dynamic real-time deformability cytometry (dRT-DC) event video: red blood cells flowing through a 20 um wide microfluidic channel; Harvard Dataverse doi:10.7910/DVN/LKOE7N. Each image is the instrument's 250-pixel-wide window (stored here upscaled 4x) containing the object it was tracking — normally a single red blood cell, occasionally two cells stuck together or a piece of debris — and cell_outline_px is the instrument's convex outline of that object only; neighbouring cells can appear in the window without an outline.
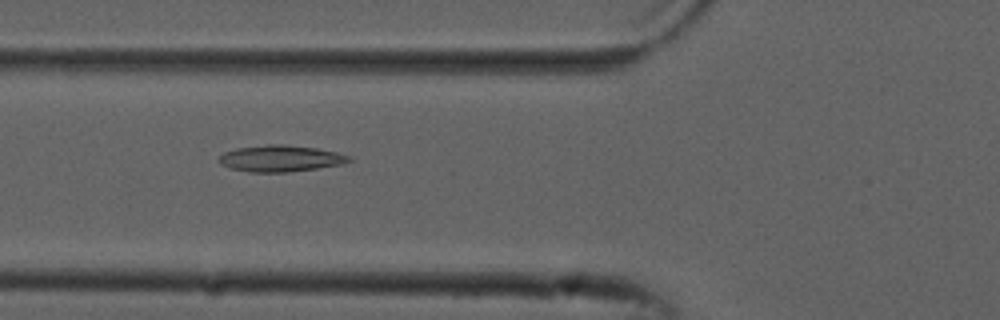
{"species": "common noctule bat (a hibernating species)", "species_latin": "Nyctalus noctula", "temperature_condition": "cold", "stored_images_in_passage": 52, "camera_frame_rate_fps": 3000, "um_per_image_px": 0.085, "animal": {"sex": "male", "forearm_length_mm": 52.5}, "frame": {"image": 1, "passage_image": 19, "time_ms": 6.0, "image_size_px": [1000, 320], "cell_outline_px": [[352, 160], [344, 164], [288, 172], [248, 172], [232, 168], [220, 164], [220, 156], [224, 152], [236, 148], [268, 144], [284, 144], [316, 148], [336, 152], [352, 156]], "centroid_in_image_um": [23.87, 13.46], "position_along_channel_um": 101.9, "area_um2": 20.0}}
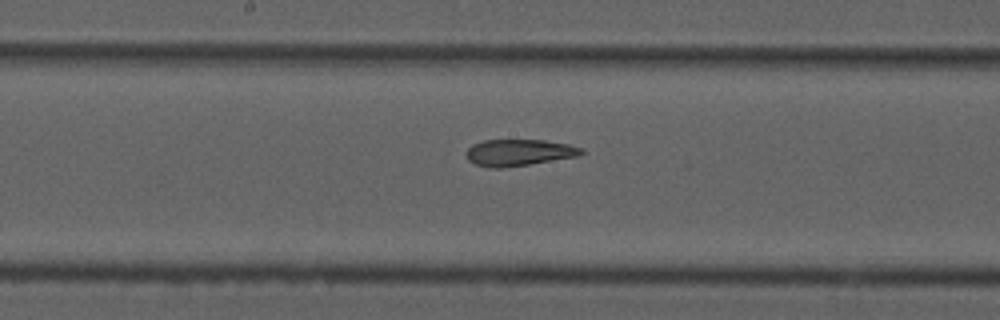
{"frame": {"image": 2, "passage_image": 27, "time_ms": 8.667, "image_size_px": [1000, 320], "cell_outline_px": [[584, 152], [580, 156], [528, 164], [500, 168], [492, 168], [476, 164], [468, 160], [468, 148], [472, 144], [484, 140], [544, 140], [568, 144], [584, 148]], "centroid_in_image_um": [44.15, 12.96], "position_along_channel_um": 204.0, "area_um2": 17.69}}
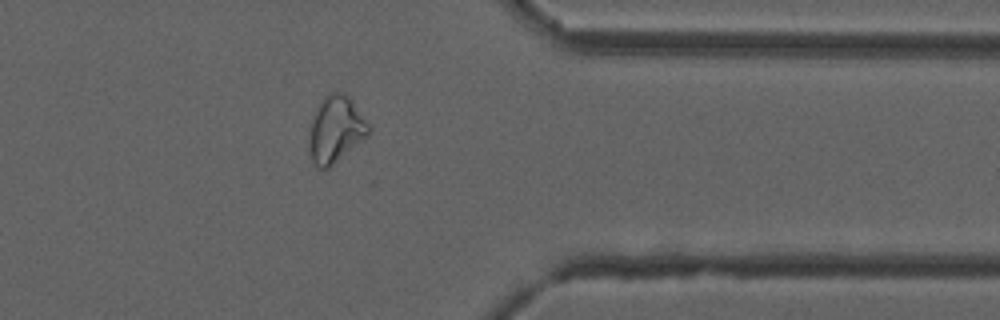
{"frame": {"image": 3, "passage_image": 42, "time_ms": 13.667, "image_size_px": [1000, 320], "cell_outline_px": [[372, 128], [368, 136], [328, 168], [316, 168], [312, 160], [308, 144], [308, 140], [312, 120], [320, 100], [324, 96], [332, 92], [340, 92], [348, 96], [352, 100]], "centroid_in_image_um": [28.54, 11.0], "position_along_channel_um": 382.9, "area_um2": 23.0}, "authors_computed_cell_mechanics": {"area_um2": 20.7791, "velocity_mm_per_s": 3.8269, "shape_relaxation_time_tau1_ms": null, "shape_relaxation_time_tau2_ms": 3.3355, "deformation_change_tau1": null, "deformation_change_tau2": 0.1271}}